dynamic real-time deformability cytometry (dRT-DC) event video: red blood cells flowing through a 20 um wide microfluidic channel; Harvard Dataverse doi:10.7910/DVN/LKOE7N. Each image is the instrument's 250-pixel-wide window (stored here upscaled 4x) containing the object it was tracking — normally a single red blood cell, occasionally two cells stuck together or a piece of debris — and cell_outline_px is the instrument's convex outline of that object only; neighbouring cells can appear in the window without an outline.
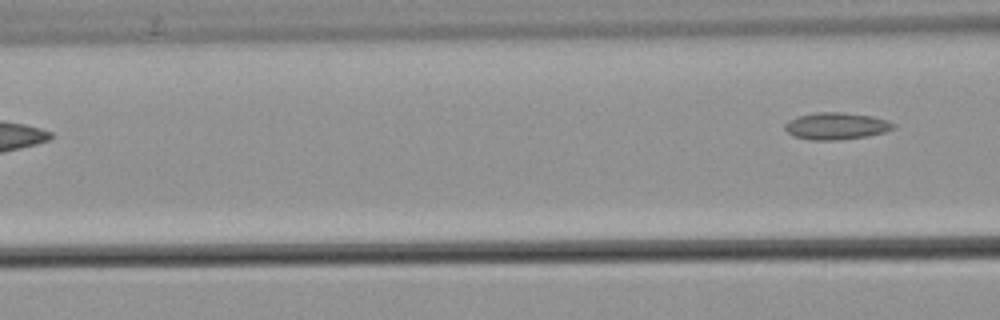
{"species": "common noctule bat (a hibernating species)", "species_latin": "Nyctalus noctula", "temperature_condition": "warm", "stored_images_in_passage": 6, "camera_frame_rate_fps": 3000, "um_per_image_px": 0.085, "animal": {"sex": "male", "body_mass_g": 21.5, "forearm_length_mm": 52.0}, "frame": {"image": 1, "passage_image": 6, "time_ms": 6.333, "image_size_px": [1000, 320], "cell_outline_px": [[896, 128], [884, 132], [868, 136], [836, 140], [808, 140], [792, 136], [784, 128], [784, 124], [788, 120], [796, 116], [816, 112], [844, 112], [872, 116], [888, 120], [896, 124]], "centroid_in_image_um": [71.07, 10.71], "position_along_channel_um": 95.5, "area_um2": 17.34}}